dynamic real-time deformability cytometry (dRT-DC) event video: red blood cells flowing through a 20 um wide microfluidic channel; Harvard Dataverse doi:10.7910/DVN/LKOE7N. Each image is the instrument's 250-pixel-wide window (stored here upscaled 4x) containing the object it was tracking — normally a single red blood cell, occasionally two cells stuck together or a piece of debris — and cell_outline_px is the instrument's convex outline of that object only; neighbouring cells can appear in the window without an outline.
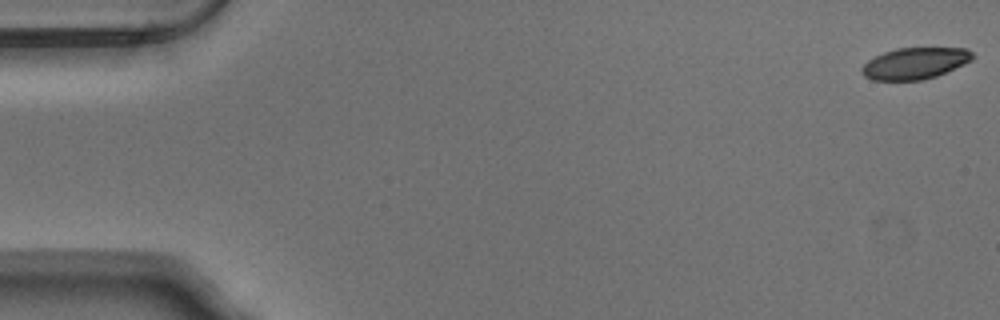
{"species": "Egyptian fruit bat (a non-hibernating species)", "species_latin": "Rousettus aegyptiacus", "temperature_condition": "warm", "stored_images_in_passage": 49, "camera_frame_rate_fps": 3000, "um_per_image_px": 0.085, "animal": {"sex": "male"}, "frame": {"image": 1, "passage_image": 1, "time_ms": 0.0, "image_size_px": [1000, 320], "cell_outline_px": [[976, 56], [972, 60], [964, 64], [936, 76], [920, 80], [872, 80], [864, 76], [860, 72], [860, 68], [868, 60], [884, 52], [896, 48], [968, 48]], "centroid_in_image_um": [77.77, 5.38], "position_along_channel_um": 7.2, "area_um2": 20.35}}
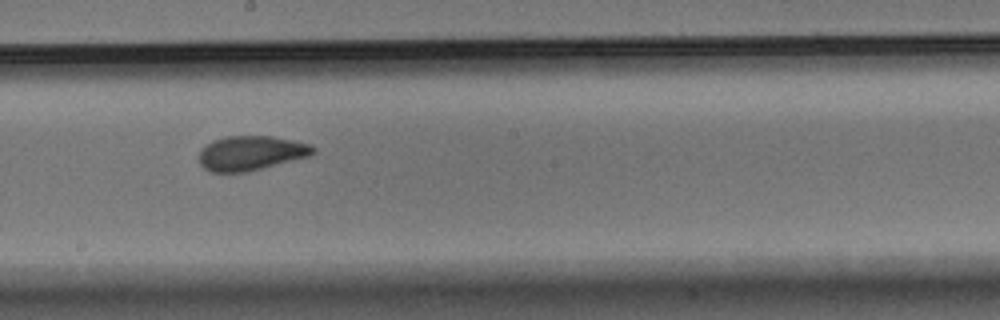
{"frame": {"image": 2, "passage_image": 30, "time_ms": 9.667, "image_size_px": [1000, 320], "cell_outline_px": [[316, 152], [308, 156], [248, 172], [212, 172], [204, 168], [200, 164], [200, 148], [204, 144], [212, 140], [228, 136], [272, 136], [308, 144], [316, 148]], "centroid_in_image_um": [21.29, 13.01], "position_along_channel_um": 226.9, "area_um2": 22.89}}
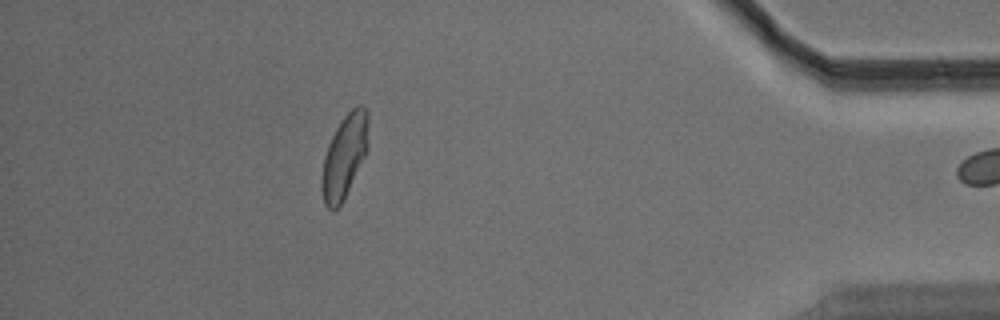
{"frame": {"image": 3, "passage_image": 48, "time_ms": 15.667, "image_size_px": [1000, 320], "cell_outline_px": [[368, 148], [340, 204], [332, 212], [324, 204], [320, 188], [320, 184], [324, 156], [328, 144], [336, 128], [344, 116], [356, 104], [364, 104], [368, 112]], "centroid_in_image_um": [29.26, 13.23], "position_along_channel_um": 405.9, "area_um2": 22.48}}